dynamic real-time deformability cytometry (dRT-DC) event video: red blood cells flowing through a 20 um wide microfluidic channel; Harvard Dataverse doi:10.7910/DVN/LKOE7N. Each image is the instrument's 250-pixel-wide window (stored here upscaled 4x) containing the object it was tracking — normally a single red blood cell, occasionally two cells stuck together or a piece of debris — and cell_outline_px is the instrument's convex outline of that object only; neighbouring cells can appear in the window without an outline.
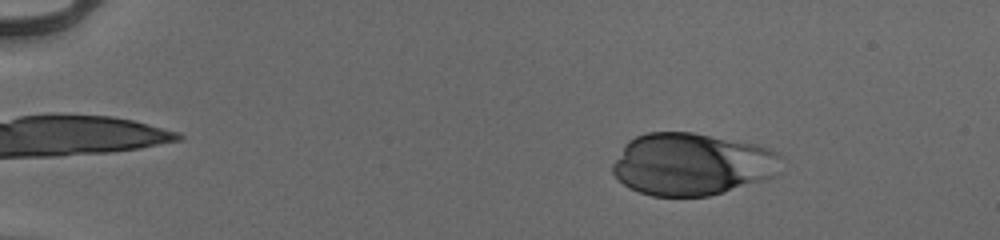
{"species": "human", "species_latin": "Homo sapiens", "temperature_condition": "cold", "stored_images_in_passage": 46, "camera_frame_rate_fps": 3000, "um_per_image_px": 0.085, "donor": {"sex": "male"}, "frame": {"image": 1, "passage_image": 8, "time_ms": 2.333, "image_size_px": [1000, 240], "cell_outline_px": [[784, 172], [764, 180], [724, 192], [708, 196], [652, 196], [628, 188], [612, 172], [612, 164], [624, 144], [628, 140], [636, 136], [648, 132], [692, 132], [756, 144], [768, 148], [784, 156]], "centroid_in_image_um": [58.87, 13.95], "position_along_channel_um": 26.1, "area_um2": 61.96}}
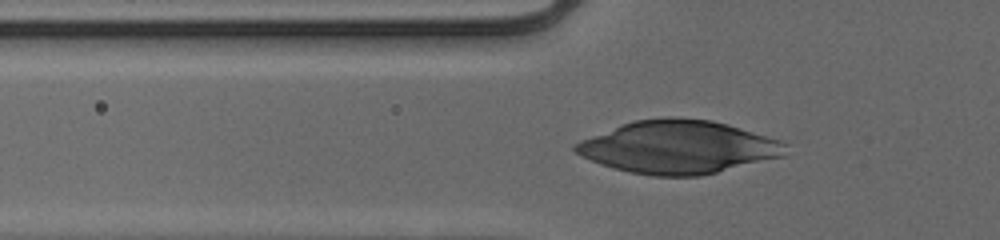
{"frame": {"image": 2, "passage_image": 19, "time_ms": 6.0, "image_size_px": [1000, 240], "cell_outline_px": [[788, 144], [784, 156], [700, 176], [652, 176], [612, 168], [600, 164], [576, 152], [572, 148], [572, 144], [580, 140], [624, 124], [636, 120], [668, 116], [676, 116], [712, 120], [728, 124], [780, 140]], "centroid_in_image_um": [57.68, 12.49], "position_along_channel_um": 68.1, "area_um2": 64.62}}